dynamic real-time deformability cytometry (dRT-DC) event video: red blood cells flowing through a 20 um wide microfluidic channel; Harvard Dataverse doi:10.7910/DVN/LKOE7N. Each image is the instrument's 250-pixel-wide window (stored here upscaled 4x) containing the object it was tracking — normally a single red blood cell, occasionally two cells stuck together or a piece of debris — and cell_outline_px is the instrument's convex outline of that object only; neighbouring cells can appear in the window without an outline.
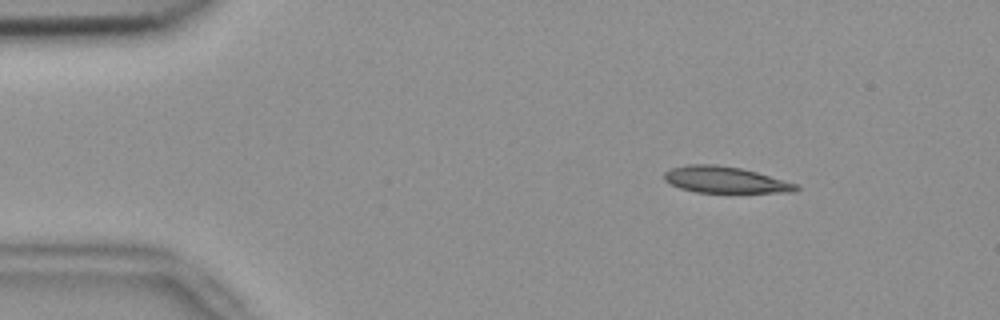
{"species": "common noctule bat (a hibernating species)", "species_latin": "Nyctalus noctula", "temperature_condition": "room temperature", "stored_images_in_passage": 48, "camera_frame_rate_fps": 3000, "um_per_image_px": 0.085, "animal": {"sex": "female", "body_mass_g": 18.4}, "frame": {"image": 1, "passage_image": 2, "time_ms": 0.333, "image_size_px": [1000, 320], "cell_outline_px": [[800, 188], [796, 192], [696, 192], [680, 188], [664, 180], [664, 172], [672, 168], [688, 164], [716, 164], [740, 168], [756, 172], [796, 184]], "centroid_in_image_um": [61.61, 15.28], "position_along_channel_um": 23.4, "area_um2": 20.0}}
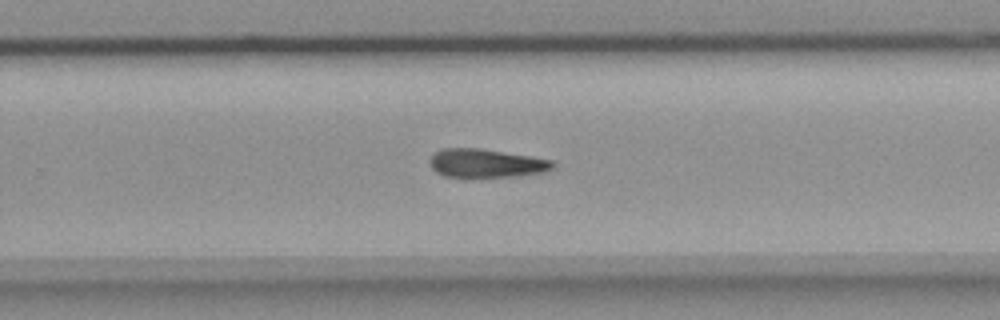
{"frame": {"image": 2, "passage_image": 29, "time_ms": 9.333, "image_size_px": [1000, 320], "cell_outline_px": [[556, 164], [552, 168], [540, 172], [516, 176], [472, 180], [464, 180], [444, 176], [436, 172], [432, 168], [428, 160], [436, 152], [444, 148], [480, 148], [556, 160]], "centroid_in_image_um": [41.29, 13.92], "position_along_channel_um": 288.5, "area_um2": 21.39}}
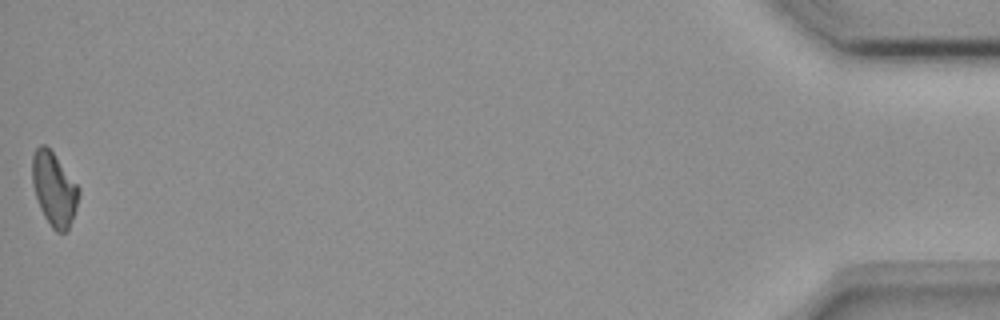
{"frame": {"image": 3, "passage_image": 48, "time_ms": 15.667, "image_size_px": [1000, 320], "cell_outline_px": [[80, 192], [76, 208], [68, 228], [64, 232], [56, 232], [52, 228], [44, 216], [40, 208], [32, 184], [32, 156], [36, 148], [40, 144], [44, 144], [52, 152], [80, 188]], "centroid_in_image_um": [4.58, 16.06], "position_along_channel_um": 430.6, "area_um2": 19.65}}